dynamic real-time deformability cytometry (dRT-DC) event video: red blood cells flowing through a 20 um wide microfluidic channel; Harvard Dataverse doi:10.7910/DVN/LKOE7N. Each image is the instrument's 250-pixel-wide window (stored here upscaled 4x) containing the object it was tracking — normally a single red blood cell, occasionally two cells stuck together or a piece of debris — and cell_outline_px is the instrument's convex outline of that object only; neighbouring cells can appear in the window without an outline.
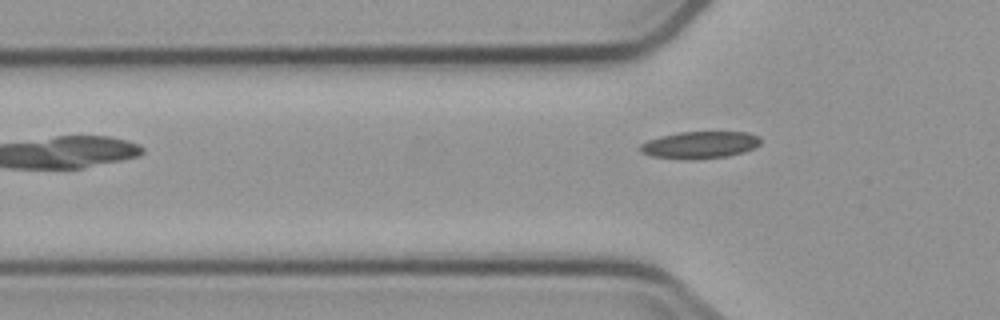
{"species": "common noctule bat (a hibernating species)", "species_latin": "Nyctalus noctula", "temperature_condition": "cold", "stored_images_in_passage": 5, "camera_frame_rate_fps": 3000, "um_per_image_px": 0.085, "animal": {"sex": "male", "body_mass_g": 23.1, "forearm_length_mm": 52.7}, "frame": {"image": 1, "passage_image": 5, "time_ms": 5.667, "image_size_px": [1000, 320], "cell_outline_px": [[760, 144], [744, 152], [728, 156], [692, 160], [684, 160], [652, 156], [640, 152], [640, 144], [648, 140], [660, 136], [680, 132], [748, 132], [760, 136]], "centroid_in_image_um": [59.48, 12.32], "position_along_channel_um": 66.3, "area_um2": 19.13}}